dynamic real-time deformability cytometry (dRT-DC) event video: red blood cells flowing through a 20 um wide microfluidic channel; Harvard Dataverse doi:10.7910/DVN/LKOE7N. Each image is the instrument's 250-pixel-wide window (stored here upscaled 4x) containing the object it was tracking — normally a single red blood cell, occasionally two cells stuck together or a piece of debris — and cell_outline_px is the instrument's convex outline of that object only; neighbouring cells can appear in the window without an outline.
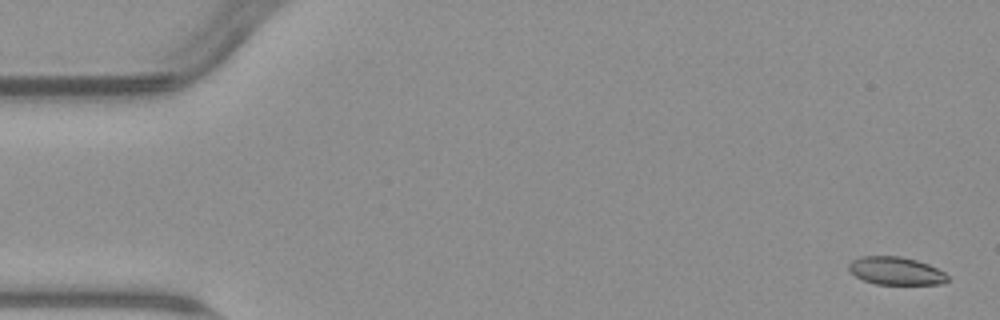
{"species": "common noctule bat (a hibernating species)", "species_latin": "Nyctalus noctula", "temperature_condition": "warm", "stored_images_in_passage": 4, "camera_frame_rate_fps": 3000, "um_per_image_px": 0.085, "animal": {"sex": "male", "body_mass_g": 23.1, "forearm_length_mm": 52.7}, "frame": {"image": 1, "passage_image": 1, "time_ms": 0.0, "image_size_px": [1000, 320], "cell_outline_px": [[948, 280], [940, 284], [876, 284], [864, 280], [856, 276], [848, 268], [848, 264], [852, 260], [860, 256], [900, 256], [916, 260], [928, 264], [944, 272], [948, 276]], "centroid_in_image_um": [76.14, 23.02], "position_along_channel_um": 8.9, "area_um2": 15.95}}
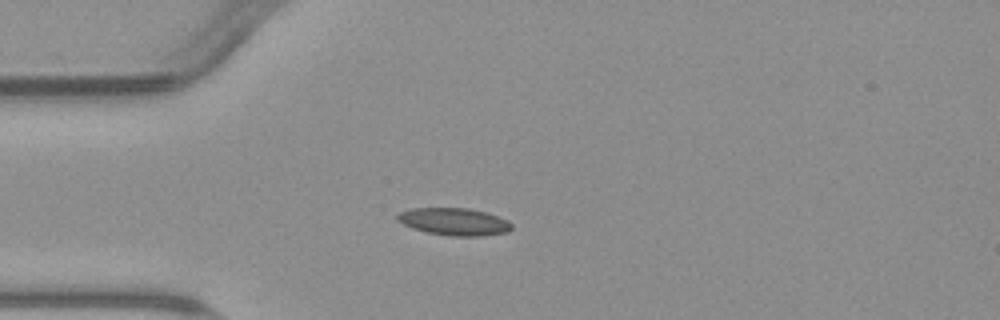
{"frame": {"image": 2, "passage_image": 4, "time_ms": 4.333, "image_size_px": [1000, 320], "cell_outline_px": [[512, 228], [508, 232], [480, 236], [452, 236], [428, 232], [412, 228], [396, 220], [396, 216], [400, 212], [412, 208], [468, 208], [484, 212], [508, 220], [512, 224]], "centroid_in_image_um": [38.6, 18.84], "position_along_channel_um": 46.4, "area_um2": 18.09}}